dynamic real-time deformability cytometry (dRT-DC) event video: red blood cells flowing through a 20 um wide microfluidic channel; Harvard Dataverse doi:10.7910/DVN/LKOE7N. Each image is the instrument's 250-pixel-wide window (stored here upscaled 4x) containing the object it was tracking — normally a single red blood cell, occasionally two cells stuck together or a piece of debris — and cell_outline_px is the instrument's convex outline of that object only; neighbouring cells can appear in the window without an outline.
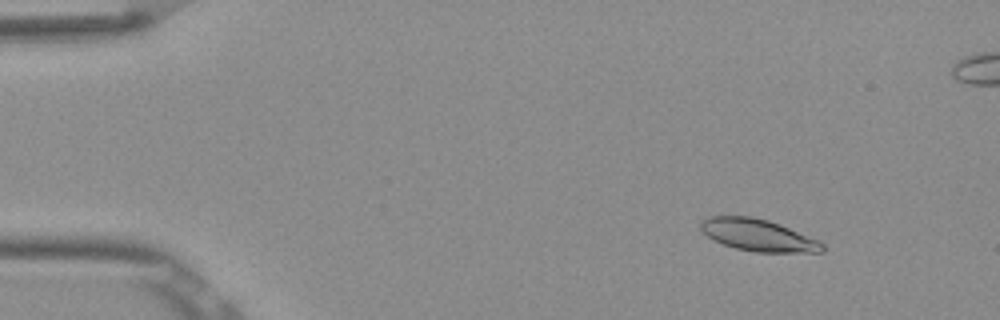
{"species": "Egyptian fruit bat (a non-hibernating species)", "species_latin": "Rousettus aegyptiacus", "temperature_condition": "room temperature", "stored_images_in_passage": 55, "camera_frame_rate_fps": 3000, "um_per_image_px": 0.085, "frame": {"image": 1, "passage_image": 7, "time_ms": 2.0, "image_size_px": [1000, 320], "cell_outline_px": [[824, 252], [756, 252], [736, 248], [712, 240], [700, 228], [700, 220], [708, 216], [752, 216], [768, 220], [820, 240], [824, 244]], "centroid_in_image_um": [64.43, 19.98], "position_along_channel_um": 20.6, "area_um2": 22.66}}
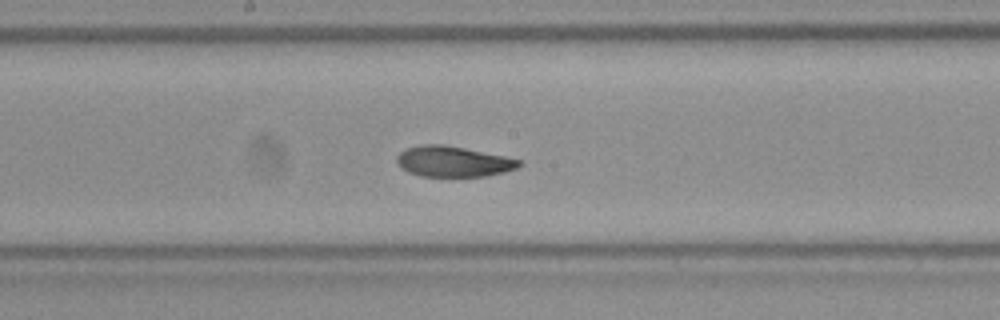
{"frame": {"image": 2, "passage_image": 29, "time_ms": 9.333, "image_size_px": [1000, 320], "cell_outline_px": [[524, 164], [516, 168], [504, 172], [484, 176], [420, 176], [408, 172], [396, 160], [396, 156], [404, 148], [420, 144], [444, 144], [504, 156], [520, 160]], "centroid_in_image_um": [38.51, 13.71], "position_along_channel_um": 209.7, "area_um2": 21.73}}
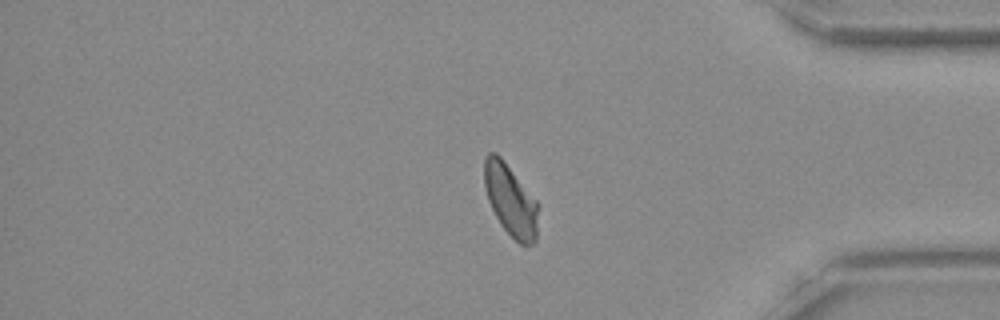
{"frame": {"image": 3, "passage_image": 45, "time_ms": 14.667, "image_size_px": [1000, 320], "cell_outline_px": [[536, 240], [532, 244], [520, 244], [500, 224], [488, 200], [484, 184], [484, 160], [488, 152], [496, 152], [500, 156], [536, 200]], "centroid_in_image_um": [43.35, 16.98], "position_along_channel_um": 391.8, "area_um2": 21.85}, "authors_computed_cell_mechanics": {"area_um2": 22.5998, "velocity_mm_per_s": 3.84, "shape_relaxation_time_tau1_ms": 3.9853, "shape_relaxation_time_tau2_ms": 2.1312, "deformation_change_tau1": 0.1326, "deformation_change_tau2": 0.0733}}